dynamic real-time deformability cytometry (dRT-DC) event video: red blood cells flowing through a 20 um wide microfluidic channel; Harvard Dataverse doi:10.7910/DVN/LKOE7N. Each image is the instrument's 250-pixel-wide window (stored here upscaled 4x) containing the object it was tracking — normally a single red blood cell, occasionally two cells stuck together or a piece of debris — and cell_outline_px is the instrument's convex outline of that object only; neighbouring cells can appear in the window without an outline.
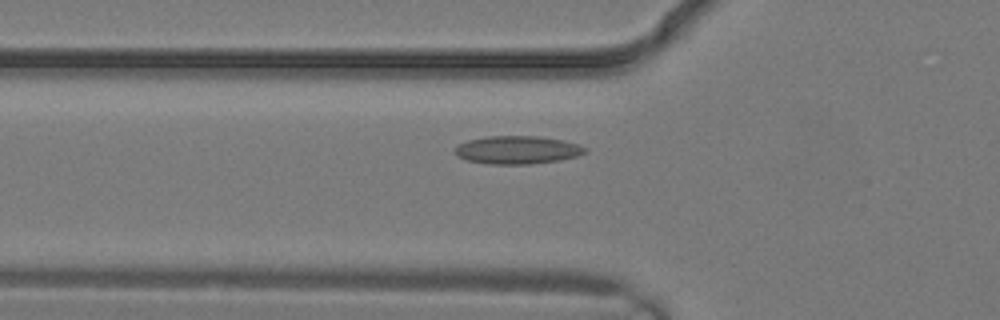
{"species": "common noctule bat (a hibernating species)", "species_latin": "Nyctalus noctula", "temperature_condition": "warm", "stored_images_in_passage": 4, "camera_frame_rate_fps": 3000, "um_per_image_px": 0.085, "animal": {"sex": "male", "body_mass_g": 19.2, "forearm_length_mm": 51.8}, "frame": {"image": 1, "passage_image": 4, "time_ms": 1.0, "image_size_px": [1000, 320], "cell_outline_px": [[588, 152], [576, 156], [560, 160], [532, 164], [492, 164], [468, 160], [456, 156], [456, 148], [460, 144], [468, 140], [488, 136], [540, 136], [564, 140], [580, 144], [588, 148]], "centroid_in_image_um": [44.05, 12.74], "position_along_channel_um": 81.7, "area_um2": 21.33}}